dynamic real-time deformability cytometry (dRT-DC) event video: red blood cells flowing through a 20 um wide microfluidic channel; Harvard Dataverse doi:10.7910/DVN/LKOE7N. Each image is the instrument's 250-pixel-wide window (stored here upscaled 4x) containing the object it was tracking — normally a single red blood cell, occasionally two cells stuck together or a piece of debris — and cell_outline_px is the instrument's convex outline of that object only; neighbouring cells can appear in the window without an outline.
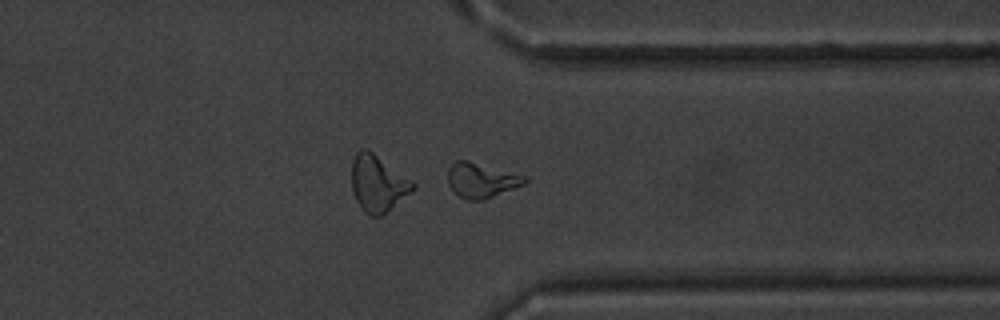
{"species": "common noctule bat (a hibernating species)", "species_latin": "Nyctalus noctula", "temperature_condition": "warm", "stored_images_in_passage": 38, "camera_frame_rate_fps": 3000, "um_per_image_px": 0.085, "animal": {"sex": "male", "body_mass_g": 20.1, "forearm_length_mm": 53.5}, "frame": {"image": 1, "passage_image": 28, "time_ms": 9.0, "image_size_px": [1000, 320], "cell_outline_px": [[528, 180], [524, 184], [484, 200], [468, 200], [456, 196], [452, 192], [448, 184], [448, 168], [456, 160], [468, 160], [528, 176]], "centroid_in_image_um": [40.9, 15.32], "position_along_channel_um": 370.5, "area_um2": 15.9}, "authors_computed_cell_mechanics": {"area_um2": 15.317, "velocity_mm_per_s": 3.9814, "shape_relaxation_time_tau1_ms": 7.9864, "shape_relaxation_time_tau2_ms": 1.8452, "deformation_change_tau1": 0.2452, "deformation_change_tau2": 0.1013}}